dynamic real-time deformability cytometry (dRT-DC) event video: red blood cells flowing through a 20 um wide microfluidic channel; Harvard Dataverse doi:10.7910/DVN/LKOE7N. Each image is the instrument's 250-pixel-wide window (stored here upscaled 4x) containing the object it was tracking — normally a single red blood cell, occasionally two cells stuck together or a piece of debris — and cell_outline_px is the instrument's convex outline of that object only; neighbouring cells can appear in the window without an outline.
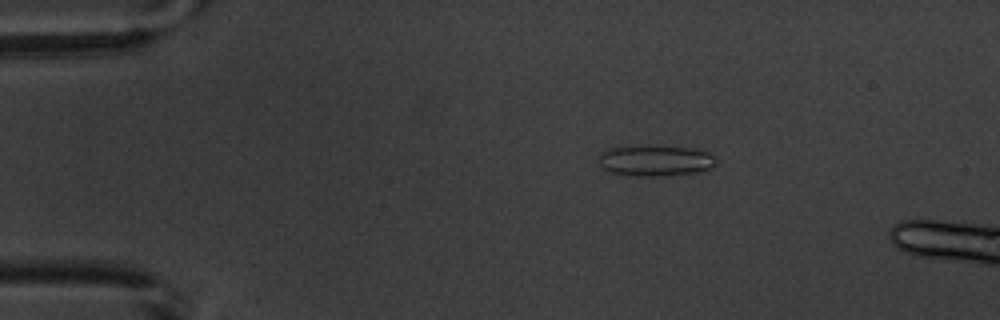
{"species": "common noctule bat (a hibernating species)", "species_latin": "Nyctalus noctula", "temperature_condition": "warm", "stored_images_in_passage": 3, "camera_frame_rate_fps": 3000, "um_per_image_px": 0.085, "animal": {"sex": "male", "body_mass_g": 20.1, "forearm_length_mm": 53.5}, "frame": {"image": 1, "passage_image": 2, "time_ms": 1.333, "image_size_px": [1000, 320], "cell_outline_px": [[716, 164], [712, 168], [700, 172], [652, 176], [648, 176], [612, 172], [604, 168], [600, 164], [600, 152], [608, 148], [656, 144], [688, 148], [708, 152], [716, 160]], "centroid_in_image_um": [55.74, 13.62], "position_along_channel_um": 29.3, "area_um2": 21.1}}